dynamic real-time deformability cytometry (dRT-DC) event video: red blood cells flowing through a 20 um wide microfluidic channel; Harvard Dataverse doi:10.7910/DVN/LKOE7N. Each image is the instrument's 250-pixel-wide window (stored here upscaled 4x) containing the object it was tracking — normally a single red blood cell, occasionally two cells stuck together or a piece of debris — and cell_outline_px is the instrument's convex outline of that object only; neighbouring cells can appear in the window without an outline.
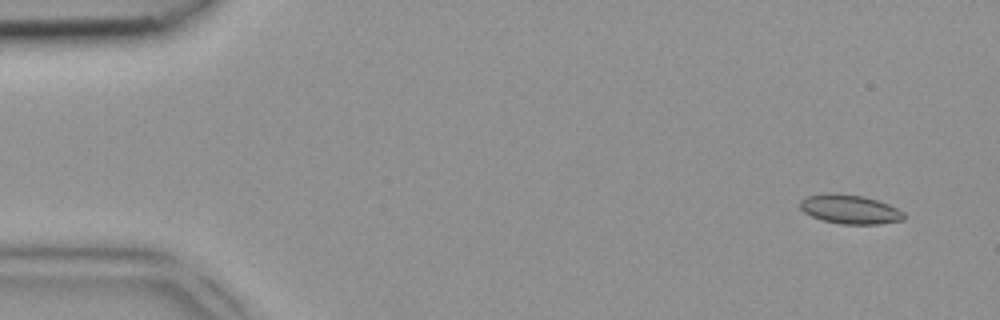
{"species": "common noctule bat (a hibernating species)", "species_latin": "Nyctalus noctula", "temperature_condition": "room temperature", "stored_images_in_passage": 4, "segment_of_instrument_passage": [1, 2], "camera_frame_rate_fps": 3000, "um_per_image_px": 0.085, "animal": {"sex": "female", "body_mass_g": 18.4}, "frame": {"image": 1, "passage_image": 1, "time_ms": 0.0, "image_size_px": [1000, 320], "cell_outline_px": [[904, 220], [880, 224], [844, 224], [824, 220], [812, 216], [804, 212], [800, 208], [800, 200], [808, 196], [824, 192], [836, 192], [864, 196], [888, 204], [904, 212]], "centroid_in_image_um": [72.23, 17.77], "position_along_channel_um": 12.8, "area_um2": 17.69}}